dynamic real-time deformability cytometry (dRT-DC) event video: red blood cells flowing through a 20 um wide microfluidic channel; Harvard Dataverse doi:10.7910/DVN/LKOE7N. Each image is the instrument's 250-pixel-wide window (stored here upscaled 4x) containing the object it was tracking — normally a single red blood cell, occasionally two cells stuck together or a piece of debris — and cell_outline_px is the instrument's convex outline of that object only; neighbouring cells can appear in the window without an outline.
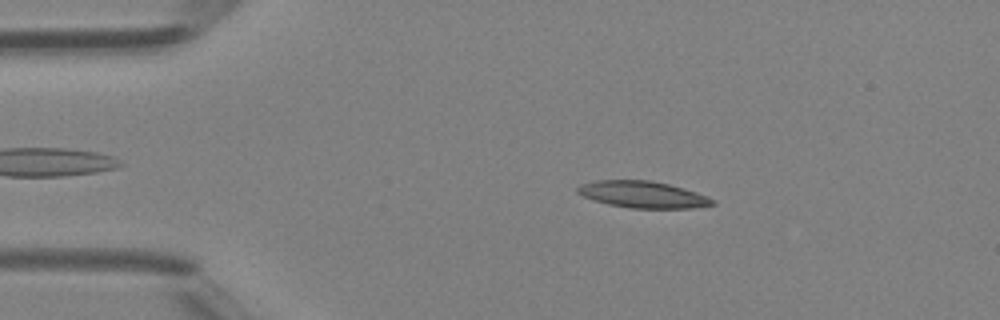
{"species": "Egyptian fruit bat (a non-hibernating species)", "species_latin": "Rousettus aegyptiacus", "temperature_condition": "room temperature", "stored_images_in_passage": 39, "camera_frame_rate_fps": 3000, "um_per_image_px": 0.085, "animal": {"sex": "female"}, "frame": {"image": 1, "passage_image": 1, "time_ms": 0.0, "image_size_px": [1000, 320], "cell_outline_px": [[716, 204], [692, 208], [632, 208], [608, 204], [584, 196], [576, 192], [576, 188], [584, 184], [596, 180], [648, 180], [668, 184], [696, 192], [708, 196], [716, 200]], "centroid_in_image_um": [54.68, 16.54], "position_along_channel_um": 30.3, "area_um2": 20.75}}
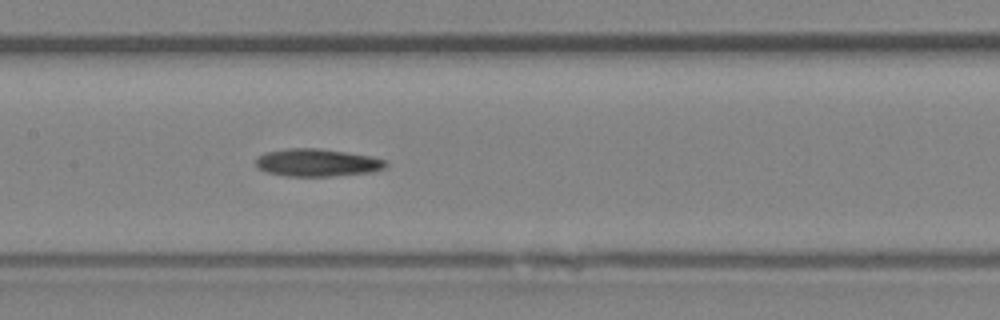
{"frame": {"image": 2, "passage_image": 15, "time_ms": 4.667, "image_size_px": [1000, 320], "cell_outline_px": [[388, 164], [384, 168], [372, 172], [332, 176], [288, 176], [268, 172], [260, 168], [256, 164], [256, 156], [264, 152], [288, 148], [320, 148], [372, 156], [388, 160]], "centroid_in_image_um": [26.99, 13.81], "position_along_channel_um": 180.4, "area_um2": 21.04}}
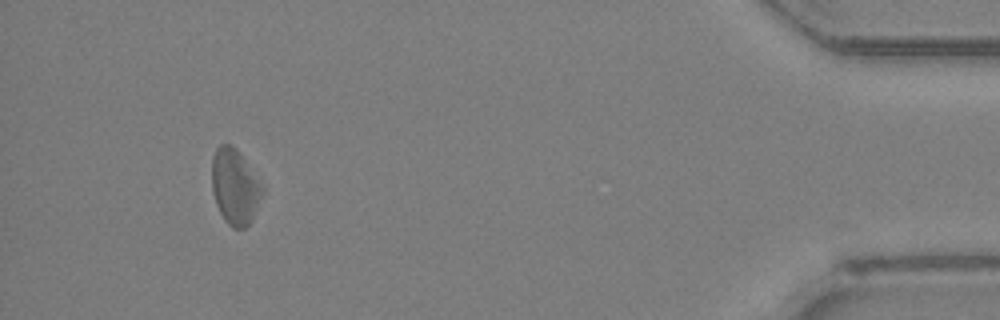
{"frame": {"image": 3, "passage_image": 36, "time_ms": 11.667, "image_size_px": [1000, 320], "cell_outline_px": [[264, 192], [248, 224], [244, 228], [232, 228], [224, 220], [216, 204], [212, 192], [212, 156], [216, 148], [220, 144], [232, 144], [264, 188]], "centroid_in_image_um": [19.93, 15.87], "position_along_channel_um": 415.3, "area_um2": 21.79}, "authors_computed_cell_mechanics": {"area_um2": 21.4438, "velocity_mm_per_s": 4.3429, "shape_relaxation_time_tau1_ms": null, "shape_relaxation_time_tau2_ms": 10.0493, "deformation_change_tau1": null, "deformation_change_tau2": 0.2786}}